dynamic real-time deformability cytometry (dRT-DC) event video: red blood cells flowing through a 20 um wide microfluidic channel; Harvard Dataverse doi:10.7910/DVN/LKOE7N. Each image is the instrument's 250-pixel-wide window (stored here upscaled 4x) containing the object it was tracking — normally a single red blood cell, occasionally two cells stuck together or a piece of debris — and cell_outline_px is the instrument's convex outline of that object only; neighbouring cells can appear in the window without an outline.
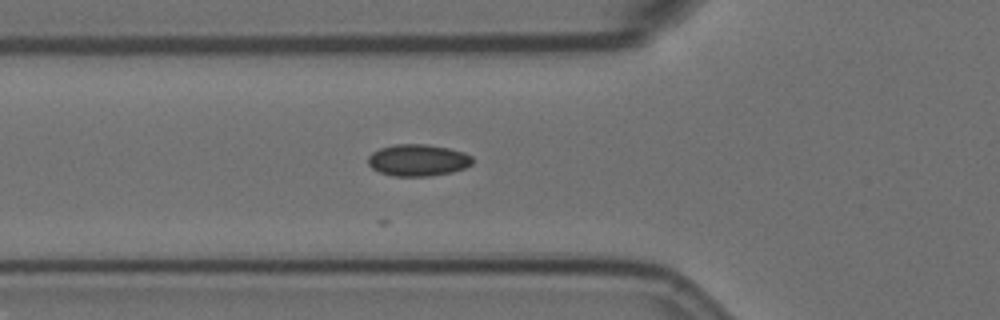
{"species": "Egyptian fruit bat (a non-hibernating species)", "species_latin": "Rousettus aegyptiacus", "temperature_condition": "room temperature", "stored_images_in_passage": 15, "camera_frame_rate_fps": 3000, "um_per_image_px": 0.085, "animal": {"sex": "female"}, "frame": {"image": 1, "passage_image": 3, "time_ms": 0.667, "image_size_px": [1000, 320], "cell_outline_px": [[472, 164], [464, 168], [452, 172], [428, 176], [392, 176], [380, 172], [372, 168], [368, 164], [368, 156], [372, 152], [380, 148], [396, 144], [428, 144], [448, 148], [464, 152], [472, 156]], "centroid_in_image_um": [35.52, 13.61], "position_along_channel_um": 90.3, "area_um2": 19.36}}
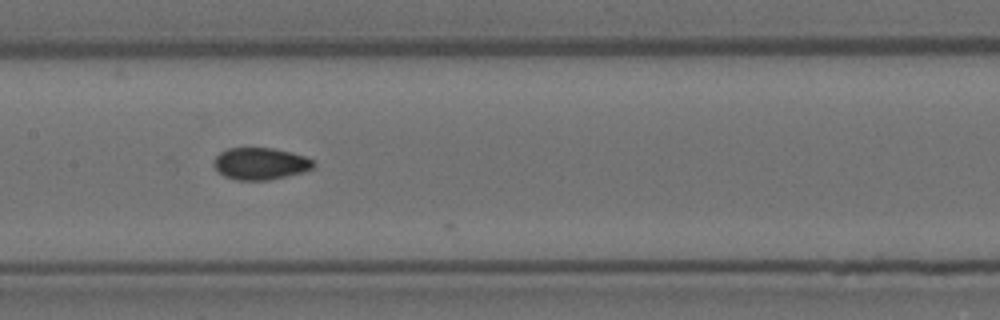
{"frame": {"image": 2, "passage_image": 11, "time_ms": 3.333, "image_size_px": [1000, 320], "cell_outline_px": [[316, 164], [312, 168], [304, 172], [268, 180], [236, 180], [224, 176], [212, 164], [212, 160], [220, 152], [228, 148], [272, 148], [292, 152], [304, 156], [312, 160]], "centroid_in_image_um": [22.12, 13.91], "position_along_channel_um": 185.3, "area_um2": 18.61}}
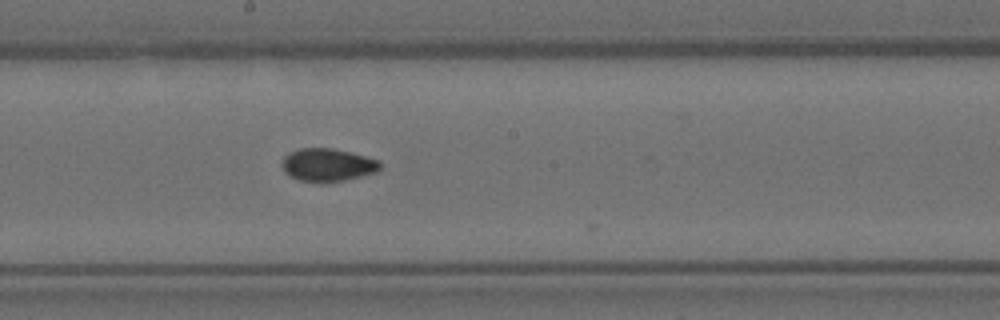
{"frame": {"image": 3, "passage_image": 14, "time_ms": 4.333, "image_size_px": [1000, 320], "cell_outline_px": [[380, 168], [376, 172], [344, 180], [324, 184], [300, 180], [284, 172], [280, 164], [284, 156], [288, 152], [300, 148], [332, 148], [380, 160]], "centroid_in_image_um": [27.8, 14.03], "position_along_channel_um": 220.4, "area_um2": 18.96}}